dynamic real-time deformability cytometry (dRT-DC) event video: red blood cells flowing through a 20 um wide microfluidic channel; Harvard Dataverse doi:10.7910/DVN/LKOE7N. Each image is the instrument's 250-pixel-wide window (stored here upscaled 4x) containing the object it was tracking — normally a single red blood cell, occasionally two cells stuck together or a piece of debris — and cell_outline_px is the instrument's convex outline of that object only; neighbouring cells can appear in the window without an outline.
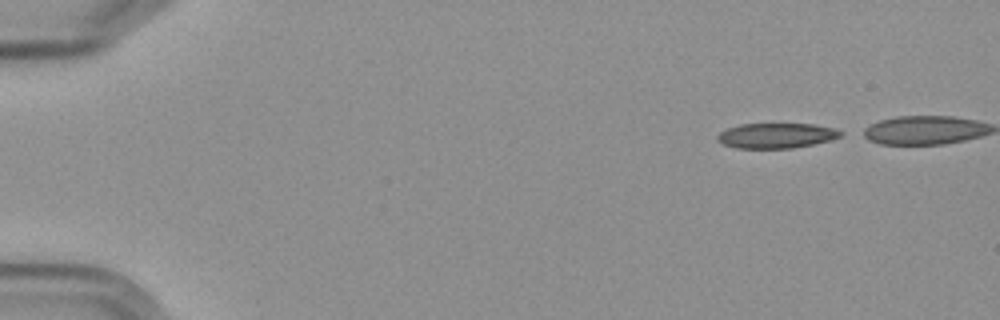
{"species": "Egyptian fruit bat (a non-hibernating species)", "species_latin": "Rousettus aegyptiacus", "temperature_condition": "cold", "stored_images_in_passage": 7, "segment_of_instrument_passage": [1, 2], "camera_frame_rate_fps": 3000, "um_per_image_px": 0.085, "frame": {"image": 1, "passage_image": 1, "time_ms": 0.0, "image_size_px": [1000, 320], "cell_outline_px": [[844, 132], [840, 136], [828, 140], [812, 144], [792, 148], [736, 148], [724, 144], [716, 140], [716, 136], [720, 132], [728, 128], [740, 124], [812, 124], [836, 128]], "centroid_in_image_um": [65.97, 11.52], "position_along_channel_um": 19.0, "area_um2": 17.92}}
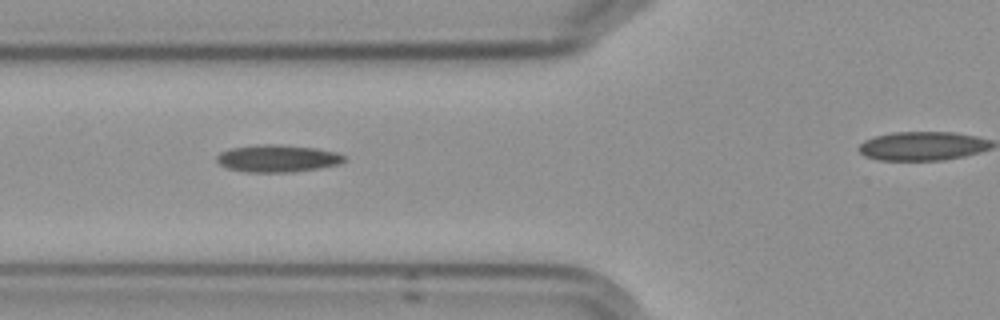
{"frame": {"image": 2, "passage_image": 5, "time_ms": 5.333, "image_size_px": [1000, 320], "cell_outline_px": [[348, 160], [340, 164], [292, 172], [244, 172], [228, 168], [220, 164], [216, 160], [216, 156], [220, 152], [232, 148], [256, 144], [280, 144], [316, 148], [336, 152], [348, 156]], "centroid_in_image_um": [23.62, 13.46], "position_along_channel_um": 102.2, "area_um2": 20.46}}
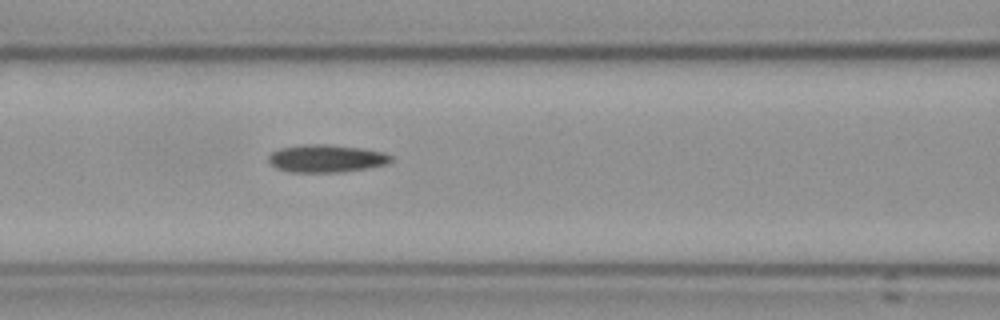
{"frame": {"image": 3, "passage_image": 6, "time_ms": 6.333, "image_size_px": [1000, 320], "cell_outline_px": [[392, 160], [388, 164], [368, 168], [344, 172], [292, 172], [276, 168], [268, 160], [268, 156], [272, 152], [280, 148], [304, 144], [324, 144], [364, 148], [384, 152], [392, 156]], "centroid_in_image_um": [27.77, 13.47], "position_along_channel_um": 138.8, "area_um2": 19.88}}